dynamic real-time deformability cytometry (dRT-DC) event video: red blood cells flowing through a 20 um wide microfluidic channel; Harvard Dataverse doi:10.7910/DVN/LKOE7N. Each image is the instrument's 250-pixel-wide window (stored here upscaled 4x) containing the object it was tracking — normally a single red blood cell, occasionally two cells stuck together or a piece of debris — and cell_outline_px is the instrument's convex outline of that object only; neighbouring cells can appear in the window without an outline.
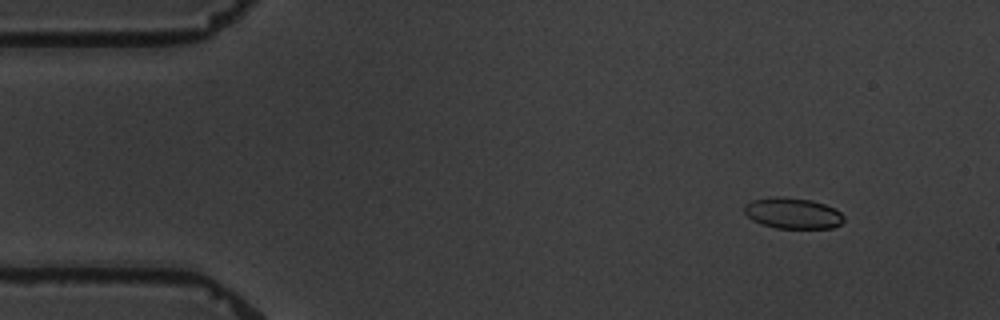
{"species": "common noctule bat (a hibernating species)", "species_latin": "Nyctalus noctula", "temperature_condition": "warm", "stored_images_in_passage": 5, "camera_frame_rate_fps": 3000, "um_per_image_px": 0.085, "animal": {"sex": "male", "body_mass_g": 19.5, "forearm_length_mm": 54.6}, "frame": {"image": 1, "passage_image": 2, "time_ms": 1.333, "image_size_px": [1000, 320], "cell_outline_px": [[844, 220], [840, 224], [832, 228], [776, 228], [752, 220], [744, 212], [744, 204], [752, 200], [768, 196], [780, 196], [812, 200], [824, 204], [840, 212], [844, 216]], "centroid_in_image_um": [67.36, 18.11], "position_along_channel_um": 17.6, "area_um2": 17.98}}